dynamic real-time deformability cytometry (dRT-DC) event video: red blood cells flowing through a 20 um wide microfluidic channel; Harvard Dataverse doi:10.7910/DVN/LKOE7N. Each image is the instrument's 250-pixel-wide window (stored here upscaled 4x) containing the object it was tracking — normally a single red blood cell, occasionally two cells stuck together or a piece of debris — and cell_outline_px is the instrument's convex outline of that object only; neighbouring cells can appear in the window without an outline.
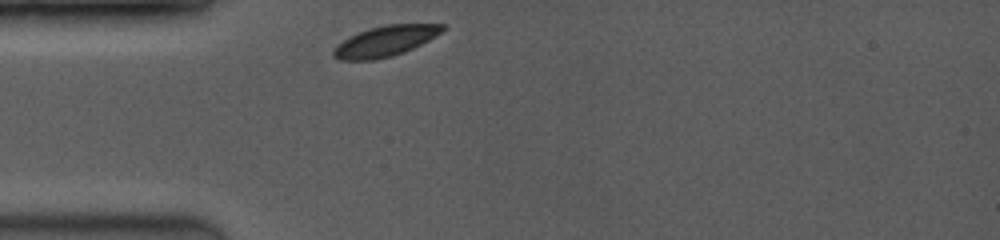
{"species": "common noctule bat (a hibernating species)", "species_latin": "Nyctalus noctula", "temperature_condition": "room temperature", "stored_images_in_passage": 23, "camera_frame_rate_fps": 3500, "um_per_image_px": 0.085, "animal": {"sex": "female", "body_mass_g": 19.0, "forearm_length_mm": 53.3}, "frame": {"image": 1, "passage_image": 1, "time_ms": 0.0, "image_size_px": [1000, 240], "cell_outline_px": [[448, 28], [436, 36], [404, 52], [392, 56], [372, 60], [340, 60], [332, 56], [332, 48], [344, 40], [368, 28], [384, 24], [444, 24]], "centroid_in_image_um": [32.76, 3.49], "position_along_channel_um": 52.2, "area_um2": 19.36}}
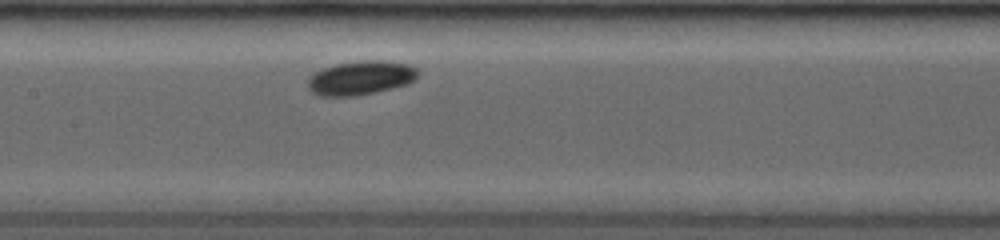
{"frame": {"image": 2, "passage_image": 9, "time_ms": 3.429, "image_size_px": [1000, 240], "cell_outline_px": [[420, 72], [408, 84], [376, 92], [356, 96], [320, 96], [312, 92], [308, 88], [308, 80], [316, 72], [324, 68], [336, 64], [360, 60], [384, 60], [408, 64], [416, 68]], "centroid_in_image_um": [30.67, 6.62], "position_along_channel_um": 176.7, "area_um2": 21.79}}
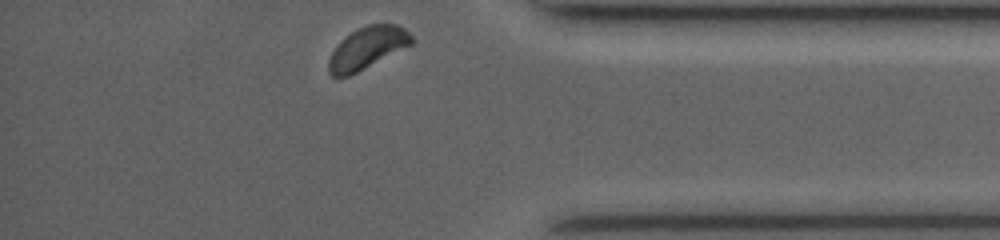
{"frame": {"image": 3, "passage_image": 23, "time_ms": 9.429, "image_size_px": [1000, 240], "cell_outline_px": [[412, 44], [348, 76], [332, 76], [328, 72], [328, 60], [332, 52], [352, 32], [368, 24], [396, 24], [404, 28], [412, 36]], "centroid_in_image_um": [31.23, 4.07], "position_along_channel_um": 404.0, "area_um2": 19.54}}